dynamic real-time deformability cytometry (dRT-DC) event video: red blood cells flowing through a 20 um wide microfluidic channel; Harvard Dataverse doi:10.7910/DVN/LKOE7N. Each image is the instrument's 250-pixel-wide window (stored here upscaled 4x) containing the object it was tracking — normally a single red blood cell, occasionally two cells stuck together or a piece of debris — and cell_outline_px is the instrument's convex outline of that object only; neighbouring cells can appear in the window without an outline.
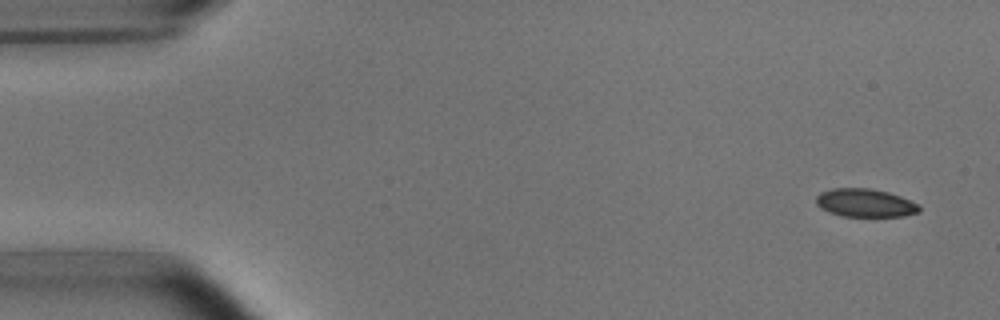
{"species": "common noctule bat (a hibernating species)", "species_latin": "Nyctalus noctula", "temperature_condition": "room temperature", "stored_images_in_passage": 4, "camera_frame_rate_fps": 3000, "um_per_image_px": 0.085, "animal": {"sex": "male", "body_mass_g": 15.6}, "frame": {"image": 1, "passage_image": 1, "time_ms": 0.0, "image_size_px": [1000, 320], "cell_outline_px": [[920, 212], [904, 216], [844, 216], [828, 212], [820, 208], [816, 204], [816, 196], [820, 192], [832, 188], [868, 188], [888, 192], [900, 196], [920, 204]], "centroid_in_image_um": [73.54, 17.24], "position_along_channel_um": 11.5, "area_um2": 17.05}}
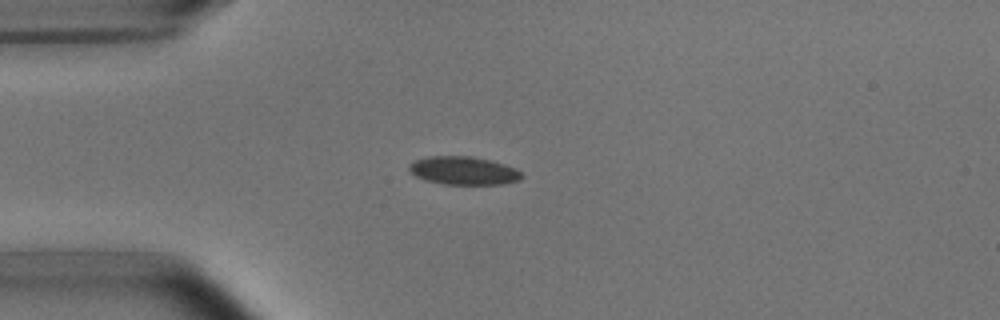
{"frame": {"image": 2, "passage_image": 4, "time_ms": 3.667, "image_size_px": [1000, 320], "cell_outline_px": [[524, 176], [520, 180], [500, 184], [444, 184], [424, 180], [416, 176], [408, 168], [408, 164], [416, 160], [428, 156], [472, 156], [492, 160], [516, 168]], "centroid_in_image_um": [39.41, 14.5], "position_along_channel_um": 45.6, "area_um2": 18.55}}